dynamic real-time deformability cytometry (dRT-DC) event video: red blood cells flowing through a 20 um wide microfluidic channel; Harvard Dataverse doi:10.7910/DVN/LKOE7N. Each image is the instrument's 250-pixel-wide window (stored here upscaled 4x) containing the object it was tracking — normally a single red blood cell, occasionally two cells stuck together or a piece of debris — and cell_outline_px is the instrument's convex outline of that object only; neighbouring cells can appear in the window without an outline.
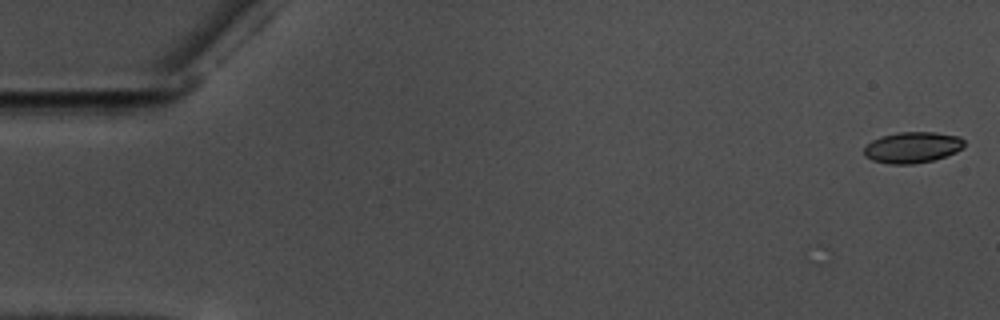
{"species": "common noctule bat (a hibernating species)", "species_latin": "Nyctalus noctula", "temperature_condition": "warm", "stored_images_in_passage": 11, "camera_frame_rate_fps": 3000, "um_per_image_px": 0.085, "animal": {"sex": "male", "body_mass_g": 17.5, "forearm_length_mm": 52.3}, "frame": {"image": 1, "passage_image": 1, "time_ms": 0.0, "image_size_px": [1000, 320], "cell_outline_px": [[964, 148], [956, 152], [932, 160], [912, 164], [888, 164], [872, 160], [864, 156], [864, 148], [872, 140], [880, 136], [900, 132], [936, 132], [960, 136], [964, 140]], "centroid_in_image_um": [77.56, 12.52], "position_along_channel_um": 7.4, "area_um2": 18.21}}